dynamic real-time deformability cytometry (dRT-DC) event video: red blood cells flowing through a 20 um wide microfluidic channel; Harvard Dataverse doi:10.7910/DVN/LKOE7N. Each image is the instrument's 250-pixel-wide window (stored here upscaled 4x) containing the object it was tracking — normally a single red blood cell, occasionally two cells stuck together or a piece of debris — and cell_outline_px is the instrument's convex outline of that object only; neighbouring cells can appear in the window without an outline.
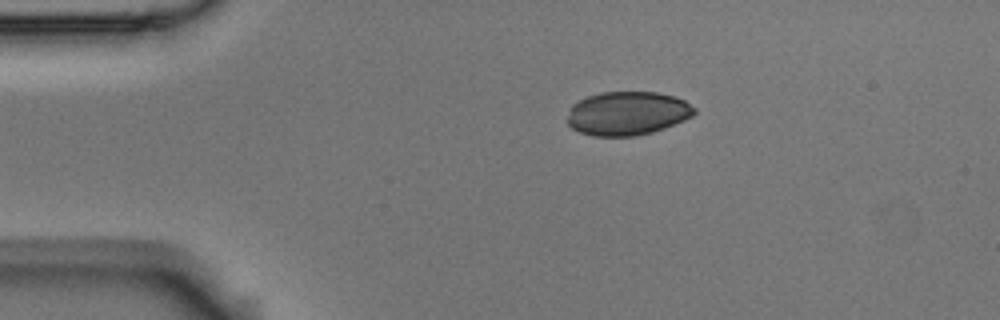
{"species": "Egyptian fruit bat (a non-hibernating species)", "species_latin": "Rousettus aegyptiacus", "temperature_condition": "room temperature", "stored_images_in_passage": 47, "camera_frame_rate_fps": 3000, "um_per_image_px": 0.085, "animal": {"sex": "male"}, "frame": {"image": 1, "passage_image": 1, "time_ms": 0.0, "image_size_px": [1000, 320], "cell_outline_px": [[696, 112], [692, 116], [684, 120], [664, 128], [652, 132], [636, 136], [592, 136], [580, 132], [572, 128], [568, 124], [568, 116], [572, 104], [588, 96], [600, 92], [656, 92], [672, 96], [684, 100], [696, 108]], "centroid_in_image_um": [53.33, 9.64], "position_along_channel_um": 31.7, "area_um2": 32.31}}
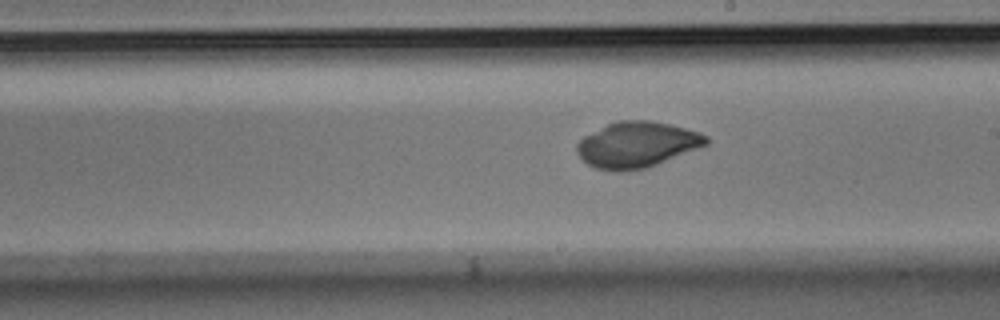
{"frame": {"image": 2, "passage_image": 22, "time_ms": 7.0, "image_size_px": [1000, 320], "cell_outline_px": [[708, 144], [648, 168], [620, 172], [616, 172], [596, 168], [588, 164], [576, 152], [576, 144], [584, 136], [608, 124], [620, 120], [652, 120], [700, 132], [708, 136]], "centroid_in_image_um": [54.14, 12.3], "position_along_channel_um": 234.9, "area_um2": 34.45}}
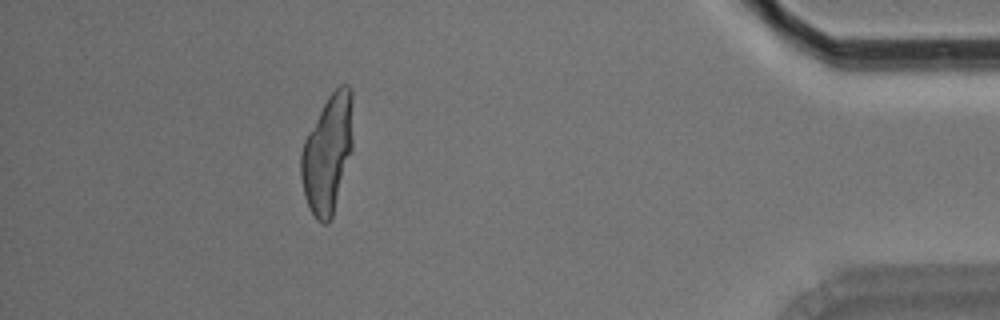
{"frame": {"image": 3, "passage_image": 41, "time_ms": 13.333, "image_size_px": [1000, 320], "cell_outline_px": [[352, 152], [332, 216], [328, 224], [324, 224], [316, 220], [304, 196], [300, 176], [300, 152], [304, 140], [308, 132], [328, 96], [340, 84], [348, 84], [352, 88]], "centroid_in_image_um": [27.84, 13.05], "position_along_channel_um": 407.4, "area_um2": 35.89}}